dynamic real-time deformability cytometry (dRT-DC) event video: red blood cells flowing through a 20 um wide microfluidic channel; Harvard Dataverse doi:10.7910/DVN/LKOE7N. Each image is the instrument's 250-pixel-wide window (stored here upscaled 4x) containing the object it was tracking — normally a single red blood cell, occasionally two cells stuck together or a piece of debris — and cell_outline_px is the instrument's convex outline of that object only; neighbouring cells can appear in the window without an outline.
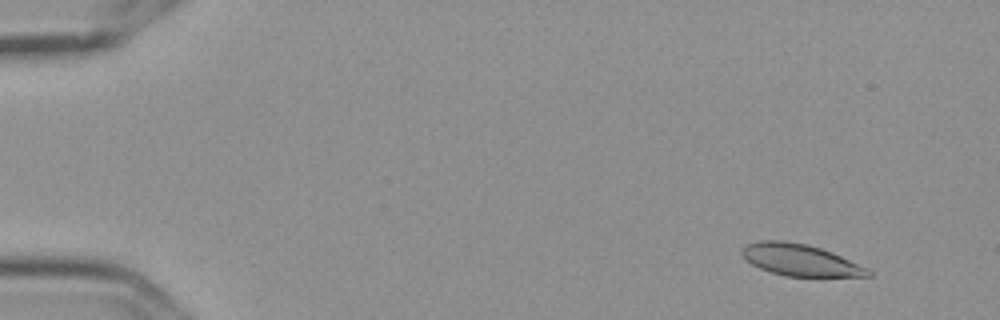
{"species": "Egyptian fruit bat (a non-hibernating species)", "species_latin": "Rousettus aegyptiacus", "temperature_condition": "cold", "stored_images_in_passage": 7, "camera_frame_rate_fps": 3000, "um_per_image_px": 0.085, "frame": {"image": 1, "passage_image": 2, "time_ms": 0.333, "image_size_px": [1000, 320], "cell_outline_px": [[872, 276], [784, 276], [760, 268], [752, 264], [740, 252], [740, 248], [744, 244], [760, 240], [784, 240], [808, 244], [832, 252], [868, 268], [872, 272]], "centroid_in_image_um": [67.99, 22.08], "position_along_channel_um": 17.0, "area_um2": 23.29}}
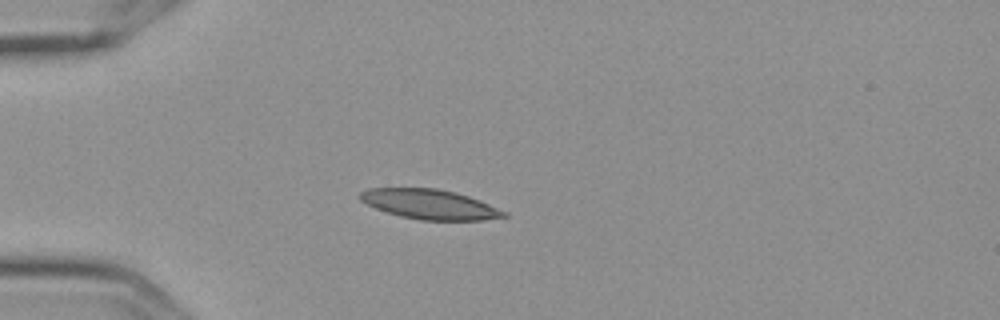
{"frame": {"image": 2, "passage_image": 5, "time_ms": 1.333, "image_size_px": [1000, 320], "cell_outline_px": [[508, 216], [484, 220], [420, 220], [400, 216], [376, 208], [360, 200], [360, 192], [368, 188], [436, 188], [456, 192], [480, 200], [508, 212]], "centroid_in_image_um": [36.56, 17.36], "position_along_channel_um": 48.4, "area_um2": 24.91}}
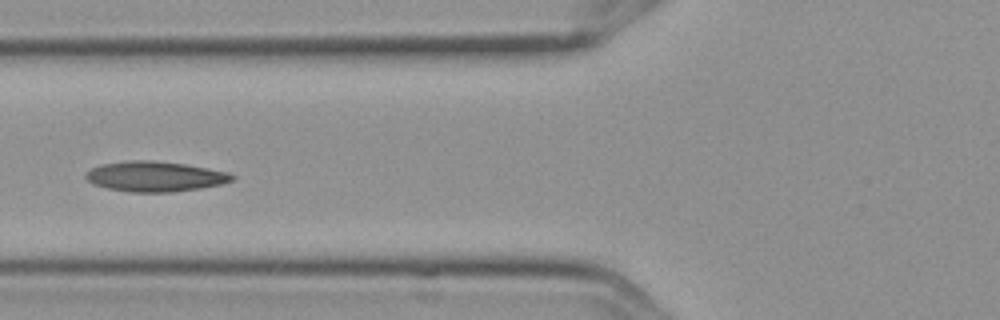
{"frame": {"image": 3, "passage_image": 7, "time_ms": 2.0, "image_size_px": [1000, 320], "cell_outline_px": [[236, 176], [232, 180], [220, 184], [200, 188], [172, 192], [132, 192], [108, 188], [96, 184], [88, 180], [84, 176], [92, 168], [100, 164], [124, 160], [152, 160], [184, 164], [208, 168], [228, 172]], "centroid_in_image_um": [13.18, 14.99], "position_along_channel_um": 112.6, "area_um2": 25.61}}